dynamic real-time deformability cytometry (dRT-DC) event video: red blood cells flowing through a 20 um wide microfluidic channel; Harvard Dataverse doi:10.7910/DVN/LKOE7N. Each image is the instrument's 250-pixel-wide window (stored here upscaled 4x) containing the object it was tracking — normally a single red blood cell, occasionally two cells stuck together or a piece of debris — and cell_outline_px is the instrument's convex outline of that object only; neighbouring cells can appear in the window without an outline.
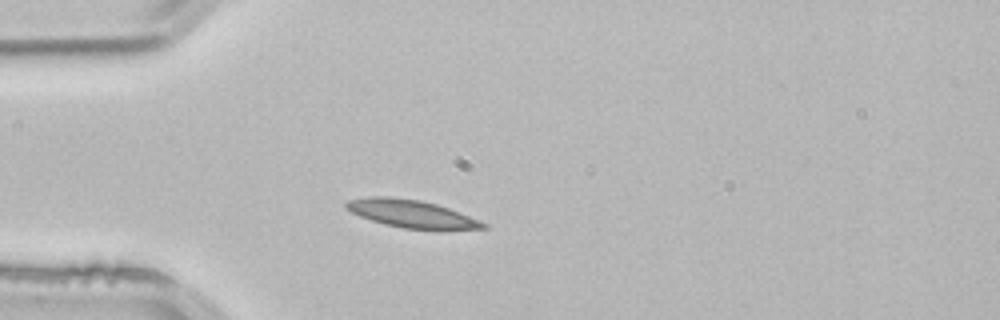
{"species": "common noctule bat (a hibernating species)", "species_latin": "Nyctalus noctula", "temperature_condition": "room temperature", "stored_images_in_passage": 1, "camera_frame_rate_fps": 3000, "um_per_image_px": 0.085, "animal": {"sex": "male", "body_mass_g": 21.5, "forearm_length_mm": 52.0}, "frame": {"image": 1, "passage_image": 1, "time_ms": 0.0, "image_size_px": [1000, 320], "cell_outline_px": [[488, 228], [404, 228], [384, 224], [360, 216], [344, 208], [344, 204], [348, 200], [368, 196], [388, 196], [420, 200], [436, 204], [448, 208], [480, 220], [488, 224]], "centroid_in_image_um": [34.9, 18.13], "position_along_channel_um": 50.1, "area_um2": 21.62}}